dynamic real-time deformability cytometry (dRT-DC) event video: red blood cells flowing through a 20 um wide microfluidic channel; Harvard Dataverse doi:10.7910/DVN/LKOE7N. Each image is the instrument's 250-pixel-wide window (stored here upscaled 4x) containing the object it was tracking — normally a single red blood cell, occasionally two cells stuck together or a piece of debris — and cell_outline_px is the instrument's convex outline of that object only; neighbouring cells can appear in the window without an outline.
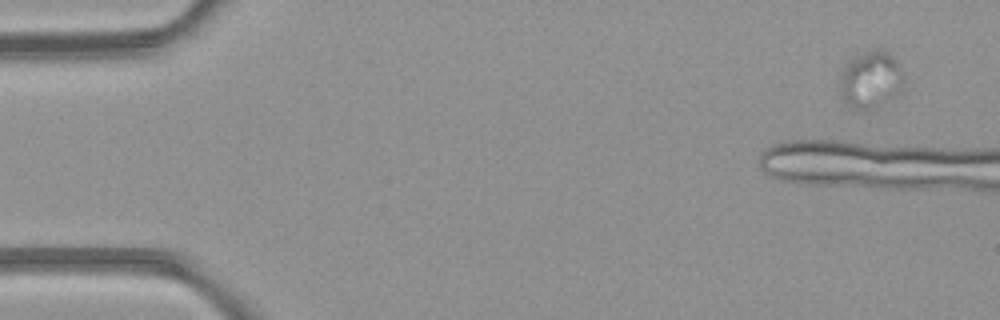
{"species": "common noctule bat (a hibernating species)", "species_latin": "Nyctalus noctula", "temperature_condition": "room temperature", "stored_images_in_passage": 4, "camera_frame_rate_fps": 3000, "um_per_image_px": 0.085, "animal": {"sex": "female", "body_mass_g": 21.9}, "frame": {"image": 1, "passage_image": 1, "time_ms": 0.0, "image_size_px": [1000, 320], "cell_outline_px": [[904, 92], [876, 108], [860, 112], [840, 96], [840, 72], [848, 60], [868, 48], [888, 48], [900, 64], [904, 76]], "centroid_in_image_um": [74.07, 6.73], "position_along_channel_um": 10.9, "area_um2": 22.54}}